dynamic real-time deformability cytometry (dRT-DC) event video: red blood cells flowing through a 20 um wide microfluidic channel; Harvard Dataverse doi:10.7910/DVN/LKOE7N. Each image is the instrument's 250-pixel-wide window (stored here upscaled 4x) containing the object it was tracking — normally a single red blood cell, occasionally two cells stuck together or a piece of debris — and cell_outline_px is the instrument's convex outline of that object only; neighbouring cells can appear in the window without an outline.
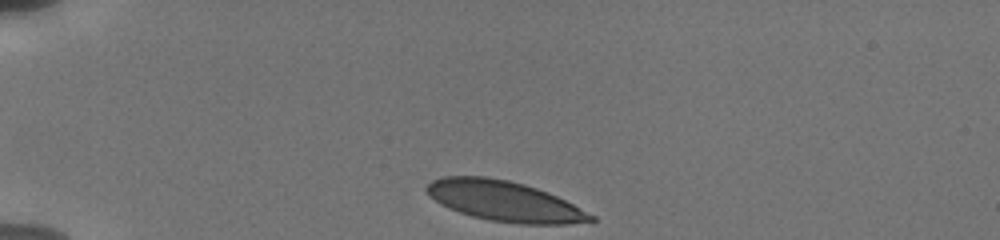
{"species": "human", "species_latin": "Homo sapiens", "temperature_condition": "cold", "stored_images_in_passage": 8, "camera_frame_rate_fps": 3000, "um_per_image_px": 0.085, "donor": {"sex": "male"}, "frame": {"image": 1, "passage_image": 1, "time_ms": 0.0, "image_size_px": [1000, 240], "cell_outline_px": [[596, 220], [592, 224], [520, 224], [488, 220], [472, 216], [448, 208], [440, 204], [424, 188], [432, 180], [444, 176], [484, 176], [508, 180], [524, 184], [548, 192], [596, 216]], "centroid_in_image_um": [42.93, 17.11], "position_along_channel_um": 42.1, "area_um2": 38.61}}
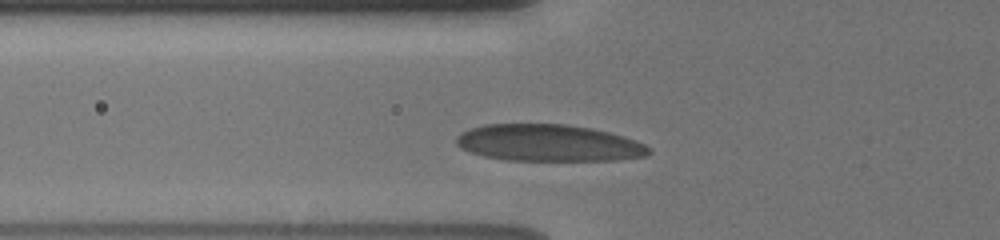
{"frame": {"image": 2, "passage_image": 4, "time_ms": 2.333, "image_size_px": [1000, 240], "cell_outline_px": [[652, 152], [648, 156], [616, 160], [508, 160], [484, 156], [460, 148], [456, 144], [456, 136], [460, 132], [468, 128], [484, 124], [568, 124], [592, 128], [624, 136], [636, 140], [652, 148]], "centroid_in_image_um": [46.65, 12.14], "position_along_channel_um": 79.2, "area_um2": 41.62}}